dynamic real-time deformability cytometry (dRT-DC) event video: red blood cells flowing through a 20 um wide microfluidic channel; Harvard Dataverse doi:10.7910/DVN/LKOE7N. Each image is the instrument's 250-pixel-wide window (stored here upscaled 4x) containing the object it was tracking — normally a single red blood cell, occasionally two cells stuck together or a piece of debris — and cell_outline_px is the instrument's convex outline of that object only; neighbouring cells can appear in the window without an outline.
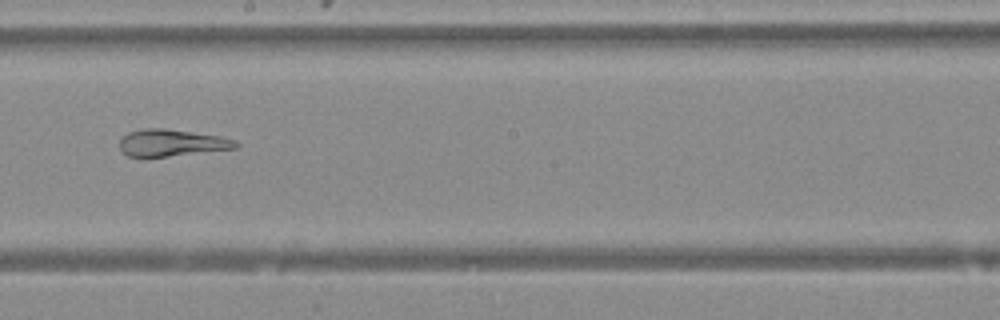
{"species": "Egyptian fruit bat (a non-hibernating species)", "species_latin": "Rousettus aegyptiacus", "temperature_condition": "warm", "stored_images_in_passage": 37, "camera_frame_rate_fps": 3000, "um_per_image_px": 0.085, "animal": {"sex": "female"}, "frame": {"image": 1, "passage_image": 16, "time_ms": 5.0, "image_size_px": [1000, 320], "cell_outline_px": [[240, 144], [236, 148], [168, 156], [128, 156], [120, 148], [120, 140], [128, 132], [144, 128], [164, 128], [220, 136], [236, 140]], "centroid_in_image_um": [14.61, 12.12], "position_along_channel_um": 233.6, "area_um2": 17.92}}